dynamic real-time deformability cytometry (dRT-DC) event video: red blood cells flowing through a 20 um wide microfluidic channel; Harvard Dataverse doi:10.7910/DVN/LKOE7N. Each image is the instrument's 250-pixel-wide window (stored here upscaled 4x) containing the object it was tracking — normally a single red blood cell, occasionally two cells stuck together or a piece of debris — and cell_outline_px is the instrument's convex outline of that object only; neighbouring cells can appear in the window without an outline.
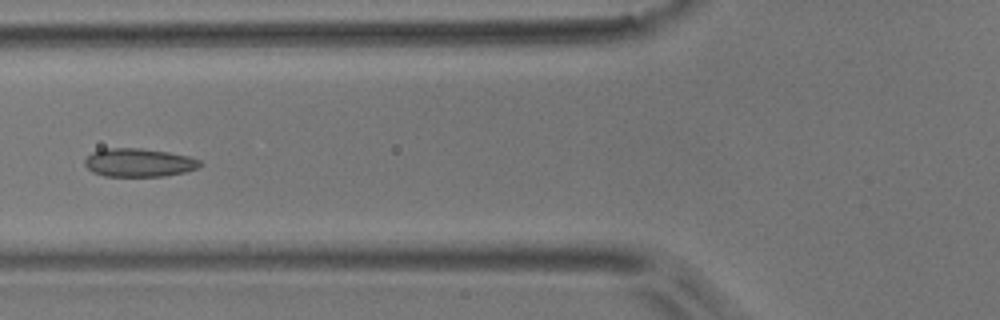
{"species": "common noctule bat (a hibernating species)", "species_latin": "Nyctalus noctula", "temperature_condition": "room temperature", "stored_images_in_passage": 5, "camera_frame_rate_fps": 3000, "um_per_image_px": 0.085, "animal": {"sex": "male", "body_mass_g": 17.9}, "frame": {"image": 1, "passage_image": 5, "time_ms": 5.333, "image_size_px": [1000, 320], "cell_outline_px": [[204, 164], [196, 168], [184, 172], [164, 176], [104, 176], [92, 172], [84, 164], [84, 160], [92, 152], [104, 148], [140, 148], [168, 152], [188, 156], [200, 160]], "centroid_in_image_um": [11.79, 13.82], "position_along_channel_um": 114.0, "area_um2": 19.07}}